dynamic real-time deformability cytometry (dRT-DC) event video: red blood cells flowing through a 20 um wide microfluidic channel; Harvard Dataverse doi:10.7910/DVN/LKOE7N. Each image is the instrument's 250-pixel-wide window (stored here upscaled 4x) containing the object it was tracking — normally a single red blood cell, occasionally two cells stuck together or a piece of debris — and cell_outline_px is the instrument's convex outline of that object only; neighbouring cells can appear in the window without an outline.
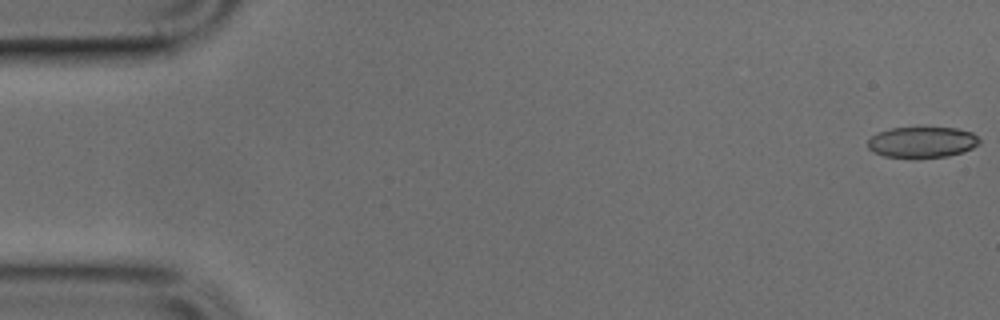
{"species": "common noctule bat (a hibernating species)", "species_latin": "Nyctalus noctula", "temperature_condition": "cold", "stored_images_in_passage": 49, "camera_frame_rate_fps": 3000, "um_per_image_px": 0.085, "animal": {"sex": "male", "body_mass_g": 17.9, "forearm_length_mm": 54.2}, "frame": {"image": 1, "passage_image": 1, "time_ms": 0.0, "image_size_px": [1000, 320], "cell_outline_px": [[980, 144], [964, 152], [948, 156], [884, 156], [868, 148], [868, 140], [876, 132], [892, 128], [956, 128], [972, 132], [980, 140]], "centroid_in_image_um": [78.41, 12.06], "position_along_channel_um": 6.6, "area_um2": 19.65}}
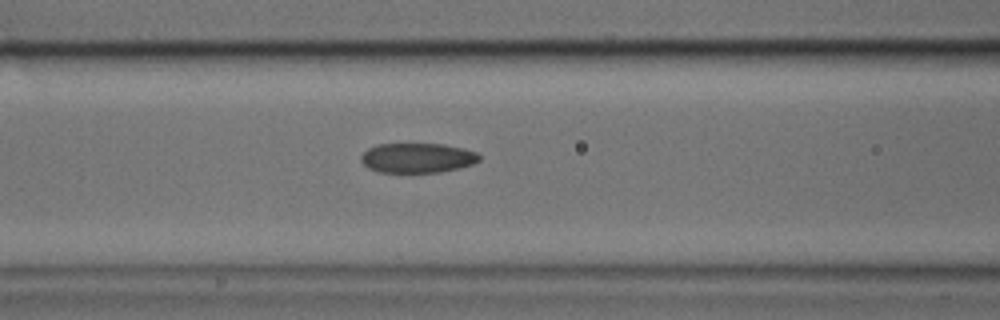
{"frame": {"image": 2, "passage_image": 20, "time_ms": 6.333, "image_size_px": [1000, 320], "cell_outline_px": [[480, 160], [472, 164], [460, 168], [440, 172], [376, 172], [368, 168], [360, 160], [360, 156], [368, 148], [376, 144], [444, 144], [464, 148], [476, 152], [480, 156]], "centroid_in_image_um": [35.47, 13.42], "position_along_channel_um": 131.1, "area_um2": 20.63}}
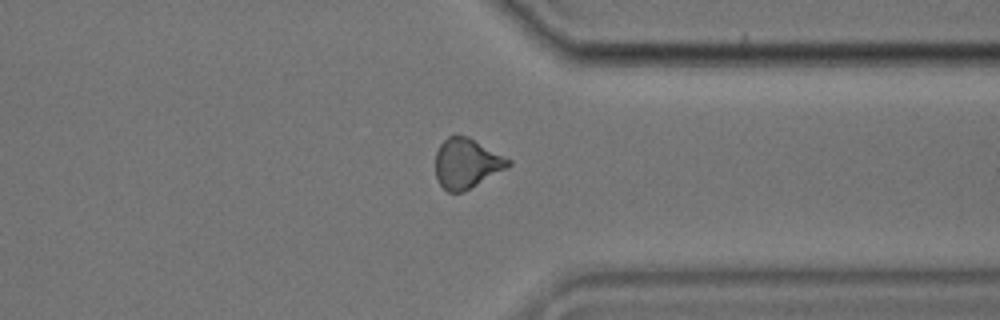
{"frame": {"image": 3, "passage_image": 38, "time_ms": 12.333, "image_size_px": [1000, 320], "cell_outline_px": [[512, 164], [468, 188], [460, 192], [448, 192], [440, 184], [436, 176], [436, 152], [440, 144], [448, 136], [468, 136], [512, 160]], "centroid_in_image_um": [39.64, 13.85], "position_along_channel_um": 371.8, "area_um2": 20.58}}